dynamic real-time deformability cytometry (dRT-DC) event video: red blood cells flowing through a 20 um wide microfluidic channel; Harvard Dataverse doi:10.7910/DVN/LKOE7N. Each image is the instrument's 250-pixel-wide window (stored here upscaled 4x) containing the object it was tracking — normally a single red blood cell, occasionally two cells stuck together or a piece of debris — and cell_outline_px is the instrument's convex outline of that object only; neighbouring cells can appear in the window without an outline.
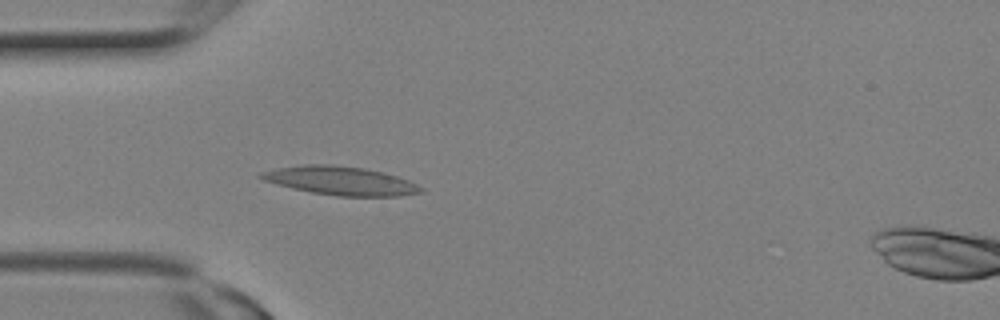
{"species": "Egyptian fruit bat (a non-hibernating species)", "species_latin": "Rousettus aegyptiacus", "temperature_condition": "room temperature", "stored_images_in_passage": 7, "camera_frame_rate_fps": 3000, "um_per_image_px": 0.085, "animal": {"sex": "female"}, "frame": {"image": 1, "passage_image": 7, "time_ms": 2.0, "image_size_px": [1000, 320], "cell_outline_px": [[424, 192], [400, 196], [336, 196], [312, 192], [292, 188], [276, 184], [264, 180], [256, 176], [260, 172], [276, 168], [304, 164], [332, 164], [364, 168], [384, 172], [408, 180], [424, 188]], "centroid_in_image_um": [28.94, 15.36], "position_along_channel_um": 56.1, "area_um2": 26.76}}